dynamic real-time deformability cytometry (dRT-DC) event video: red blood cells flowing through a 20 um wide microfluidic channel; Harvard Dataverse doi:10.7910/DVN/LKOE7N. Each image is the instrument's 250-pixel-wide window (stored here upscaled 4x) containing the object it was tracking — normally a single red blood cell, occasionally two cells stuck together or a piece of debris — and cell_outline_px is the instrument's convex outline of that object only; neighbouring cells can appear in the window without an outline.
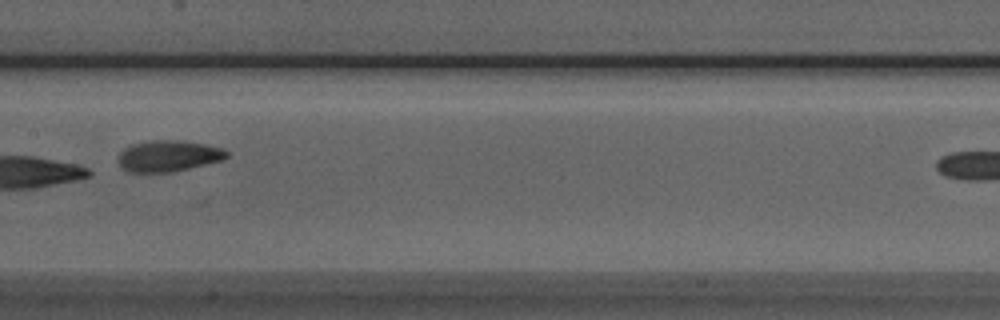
{"species": "Egyptian fruit bat (a non-hibernating species)", "species_latin": "Rousettus aegyptiacus", "temperature_condition": "room temperature", "stored_images_in_passage": 9, "camera_frame_rate_fps": 3000, "um_per_image_px": 0.085, "animal": {"sex": "male"}, "frame": {"image": 1, "passage_image": 7, "time_ms": 7.0, "image_size_px": [1000, 320], "cell_outline_px": [[228, 156], [224, 160], [172, 172], [128, 172], [120, 164], [120, 152], [124, 148], [132, 144], [152, 140], [184, 140], [224, 148], [228, 152]], "centroid_in_image_um": [14.36, 13.25], "position_along_channel_um": 193.0, "area_um2": 19.71}}